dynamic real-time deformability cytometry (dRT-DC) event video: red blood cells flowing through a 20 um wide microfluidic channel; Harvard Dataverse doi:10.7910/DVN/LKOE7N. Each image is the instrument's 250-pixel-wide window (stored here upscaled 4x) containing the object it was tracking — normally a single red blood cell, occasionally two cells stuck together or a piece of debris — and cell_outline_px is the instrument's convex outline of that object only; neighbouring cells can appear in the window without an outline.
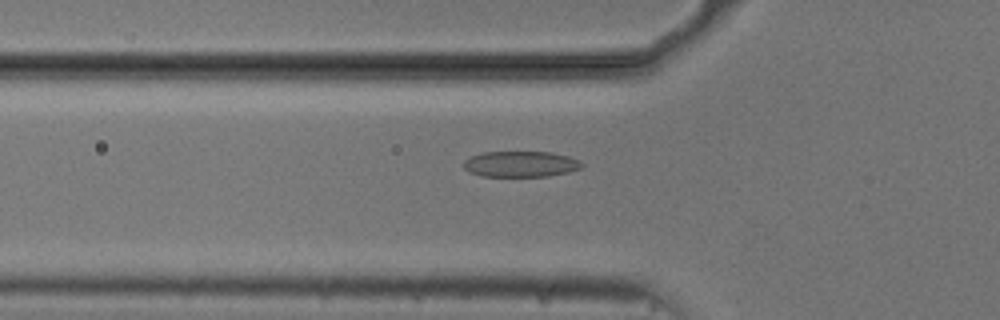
{"species": "common noctule bat (a hibernating species)", "species_latin": "Nyctalus noctula", "temperature_condition": "cold", "stored_images_in_passage": 45, "camera_frame_rate_fps": 3000, "um_per_image_px": 0.085, "animal": {"sex": "male", "body_mass_g": 20.5, "forearm_length_mm": 52.5}, "frame": {"image": 1, "passage_image": 9, "time_ms": 2.667, "image_size_px": [1000, 320], "cell_outline_px": [[584, 164], [580, 168], [568, 172], [548, 176], [480, 176], [468, 172], [464, 168], [464, 160], [472, 156], [484, 152], [552, 152], [568, 156], [580, 160]], "centroid_in_image_um": [44.26, 13.94], "position_along_channel_um": 81.5, "area_um2": 17.8}}
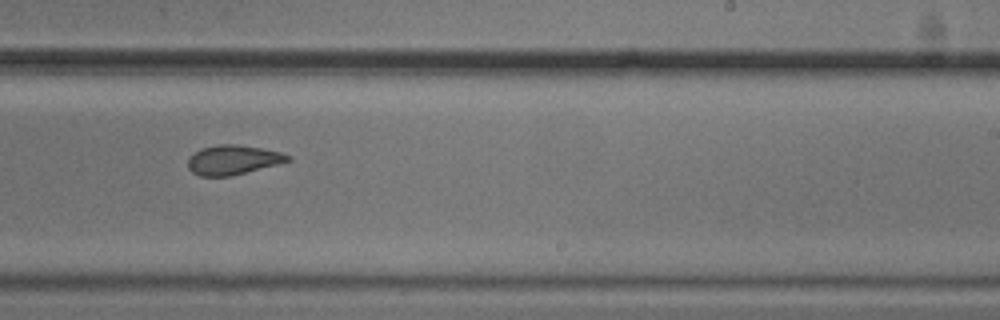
{"frame": {"image": 2, "passage_image": 24, "time_ms": 7.667, "image_size_px": [1000, 320], "cell_outline_px": [[292, 160], [232, 176], [200, 176], [192, 172], [188, 168], [188, 156], [200, 148], [220, 144], [236, 144], [260, 148], [280, 152], [292, 156]], "centroid_in_image_um": [19.78, 13.59], "position_along_channel_um": 269.2, "area_um2": 17.22}}
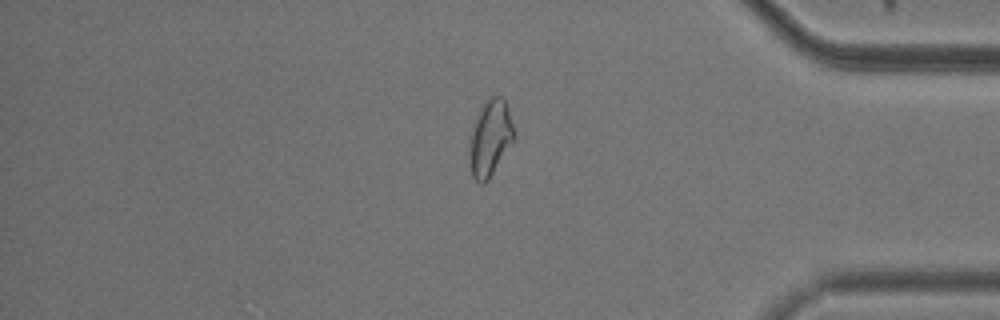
{"frame": {"image": 3, "passage_image": 36, "time_ms": 11.667, "image_size_px": [1000, 320], "cell_outline_px": [[516, 136], [488, 180], [484, 184], [480, 184], [472, 176], [472, 132], [480, 108], [488, 96], [500, 96], [504, 100], [508, 108]], "centroid_in_image_um": [41.72, 11.7], "position_along_channel_um": 393.5, "area_um2": 18.9}, "authors_computed_cell_mechanics": {"area_um2": 18.0336, "velocity_mm_per_s": 3.7351, "shape_relaxation_time_tau1_ms": 6.628, "shape_relaxation_time_tau2_ms": 2.5646, "deformation_change_tau1": 0.1558, "deformation_change_tau2": 0.0895}}